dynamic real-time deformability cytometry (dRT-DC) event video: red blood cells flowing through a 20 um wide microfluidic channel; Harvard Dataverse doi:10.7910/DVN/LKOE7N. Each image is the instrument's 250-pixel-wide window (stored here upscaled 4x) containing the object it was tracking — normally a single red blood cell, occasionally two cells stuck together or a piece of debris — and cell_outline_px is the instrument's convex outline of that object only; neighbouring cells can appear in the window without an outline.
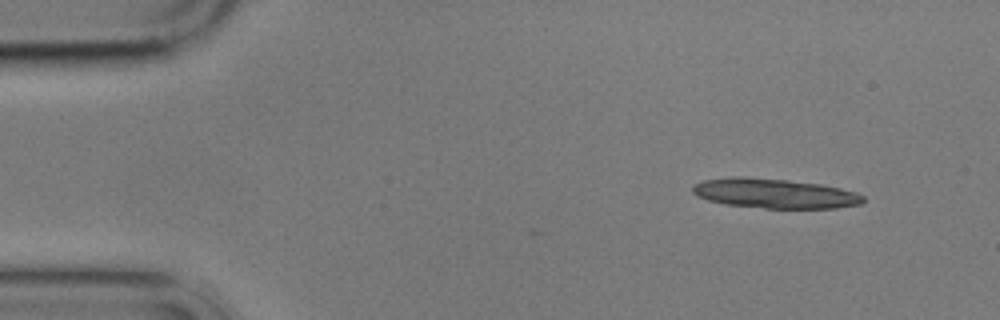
{"species": "common noctule bat (a hibernating species)", "species_latin": "Nyctalus noctula", "temperature_condition": "cold", "stored_images_in_passage": 6, "camera_frame_rate_fps": 3000, "um_per_image_px": 0.085, "animal": {"sex": "male", "body_mass_g": 17.9}, "frame": {"image": 1, "passage_image": 1, "time_ms": 0.0, "image_size_px": [1000, 320], "cell_outline_px": [[864, 200], [860, 204], [836, 208], [764, 208], [724, 204], [708, 200], [696, 196], [692, 192], [692, 184], [704, 180], [736, 176], [744, 176], [788, 180], [820, 184], [840, 188], [856, 192], [864, 196]], "centroid_in_image_um": [65.81, 16.44], "position_along_channel_um": 19.2, "area_um2": 29.59}}
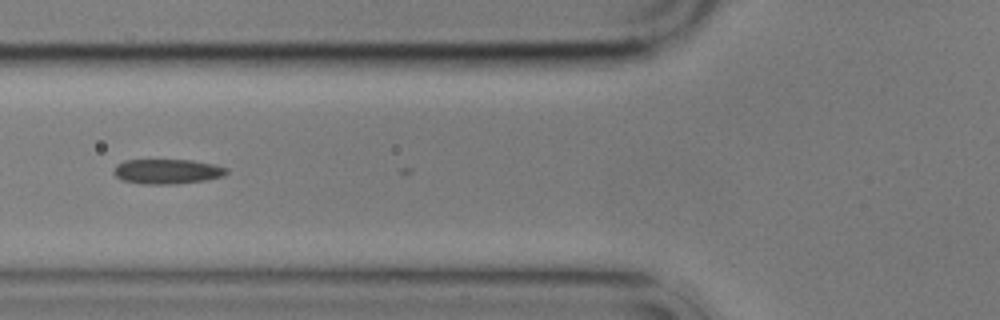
{"frame": {"image": 2, "passage_image": 5, "time_ms": 5.333, "image_size_px": [1000, 320], "cell_outline_px": [[228, 172], [224, 176], [204, 180], [176, 184], [140, 184], [120, 180], [112, 172], [116, 164], [124, 160], [192, 160], [212, 164], [228, 168]], "centroid_in_image_um": [14.17, 14.58], "position_along_channel_um": 111.6, "area_um2": 16.47}}